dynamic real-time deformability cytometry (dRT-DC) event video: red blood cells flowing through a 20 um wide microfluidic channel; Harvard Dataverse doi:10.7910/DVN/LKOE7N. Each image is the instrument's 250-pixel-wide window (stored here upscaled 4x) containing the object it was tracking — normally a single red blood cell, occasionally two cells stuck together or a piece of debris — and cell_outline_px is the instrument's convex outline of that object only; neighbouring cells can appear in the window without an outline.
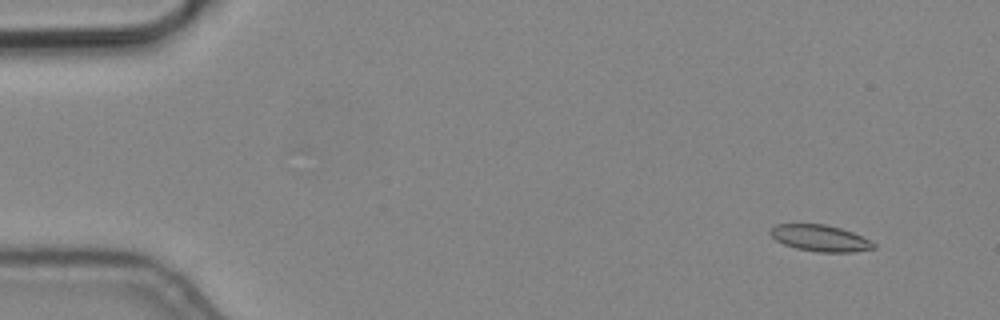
{"species": "common noctule bat (a hibernating species)", "species_latin": "Nyctalus noctula", "temperature_condition": "cold", "stored_images_in_passage": 6, "camera_frame_rate_fps": 3000, "um_per_image_px": 0.085, "animal": {"sex": "male", "body_mass_g": 19.2, "forearm_length_mm": 51.8}, "frame": {"image": 1, "passage_image": 6, "time_ms": 1.667, "image_size_px": [1000, 320], "cell_outline_px": [[876, 248], [852, 252], [820, 252], [796, 248], [784, 244], [776, 240], [768, 232], [776, 224], [824, 224], [840, 228], [852, 232], [876, 244]], "centroid_in_image_um": [69.7, 20.24], "position_along_channel_um": 15.3, "area_um2": 15.72}}